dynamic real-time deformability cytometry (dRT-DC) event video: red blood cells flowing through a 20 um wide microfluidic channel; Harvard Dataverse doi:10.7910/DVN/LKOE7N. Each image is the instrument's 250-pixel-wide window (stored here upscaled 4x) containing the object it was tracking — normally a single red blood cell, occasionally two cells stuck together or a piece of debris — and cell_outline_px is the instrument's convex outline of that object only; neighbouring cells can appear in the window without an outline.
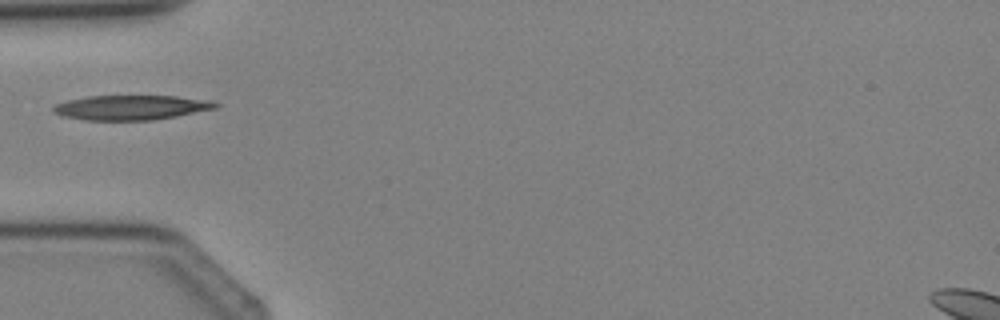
{"species": "Egyptian fruit bat (a non-hibernating species)", "species_latin": "Rousettus aegyptiacus", "temperature_condition": "cold", "stored_images_in_passage": 2, "camera_frame_rate_fps": 3000, "um_per_image_px": 0.085, "animal": {"sex": "female"}, "frame": {"image": 1, "passage_image": 2, "time_ms": 1.0, "image_size_px": [1000, 320], "cell_outline_px": [[220, 104], [216, 108], [176, 116], [152, 120], [84, 120], [64, 116], [52, 112], [52, 108], [56, 104], [68, 100], [88, 96], [176, 96], [200, 100]], "centroid_in_image_um": [11.06, 9.14], "position_along_channel_um": 73.9, "area_um2": 22.95}}